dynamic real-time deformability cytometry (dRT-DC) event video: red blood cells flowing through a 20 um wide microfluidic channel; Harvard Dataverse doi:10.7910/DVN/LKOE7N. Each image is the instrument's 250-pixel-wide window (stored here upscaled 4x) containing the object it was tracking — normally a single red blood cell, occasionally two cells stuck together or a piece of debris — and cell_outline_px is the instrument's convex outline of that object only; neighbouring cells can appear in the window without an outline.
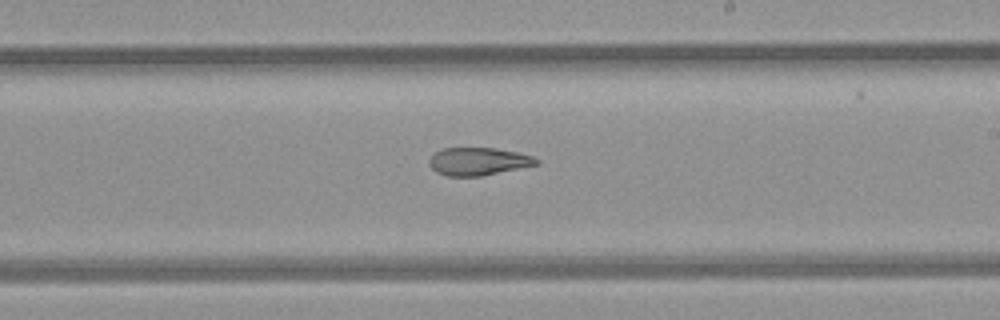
{"species": "common noctule bat (a hibernating species)", "species_latin": "Nyctalus noctula", "temperature_condition": "room temperature", "stored_images_in_passage": 8, "segment_of_instrument_passage": [2, 2], "camera_frame_rate_fps": 3000, "um_per_image_px": 0.085, "animal": {"sex": "female", "body_mass_g": 21.9}, "frame": {"image": 1, "passage_image": 8, "time_ms": 8.667, "image_size_px": [1000, 320], "cell_outline_px": [[540, 164], [480, 176], [448, 176], [436, 172], [428, 164], [428, 160], [436, 152], [444, 148], [496, 148], [516, 152], [532, 156], [540, 160]], "centroid_in_image_um": [40.66, 13.72], "position_along_channel_um": 248.3, "area_um2": 17.28}}